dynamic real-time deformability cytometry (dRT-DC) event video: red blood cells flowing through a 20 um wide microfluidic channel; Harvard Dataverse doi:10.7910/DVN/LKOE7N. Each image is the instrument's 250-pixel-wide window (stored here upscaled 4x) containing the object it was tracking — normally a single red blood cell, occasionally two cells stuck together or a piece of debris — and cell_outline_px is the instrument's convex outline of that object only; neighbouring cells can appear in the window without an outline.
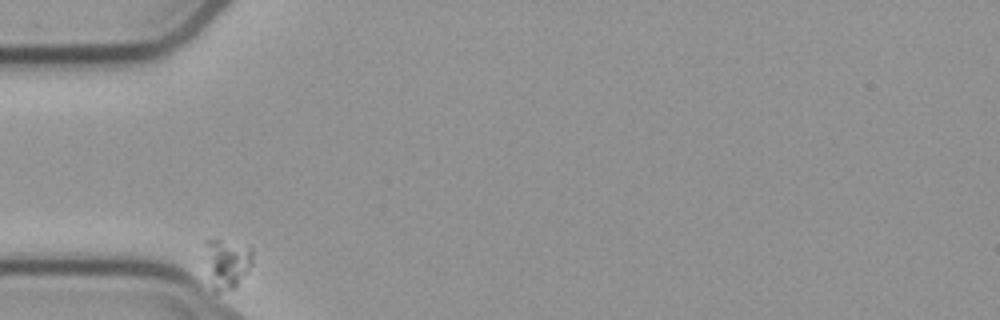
{"species": "common noctule bat (a hibernating species)", "species_latin": "Nyctalus noctula", "temperature_condition": "cold", "stored_images_in_passage": 10, "camera_frame_rate_fps": 3000, "um_per_image_px": 0.085, "animal": {"sex": "male", "body_mass_g": 23.1, "forearm_length_mm": 52.7}, "frame": {"image": 1, "passage_image": 1, "time_ms": 0.0, "image_size_px": [1000, 320], "cell_outline_px": [[252, 260], [248, 268], [236, 288], [220, 292], [212, 292], [204, 244], [204, 240], [216, 240], [252, 248]], "centroid_in_image_um": [19.25, 22.44], "position_along_channel_um": 65.7, "area_um2": 13.35}}
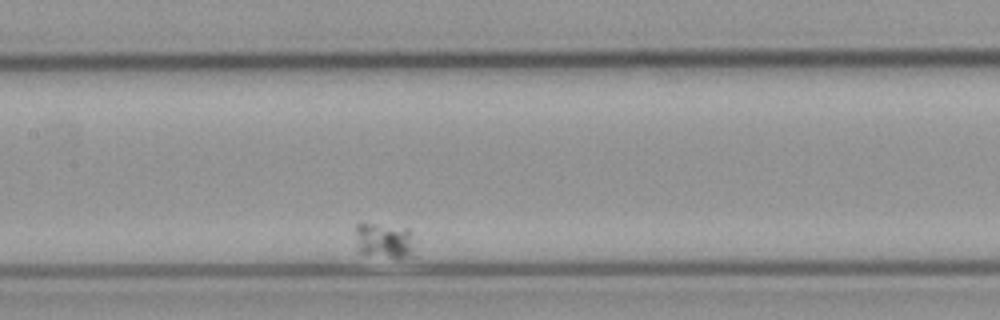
{"frame": {"image": 2, "passage_image": 5, "time_ms": 4.667, "image_size_px": [1000, 320], "cell_outline_px": [[416, 256], [388, 256], [360, 252], [356, 232], [356, 224], [360, 220], [408, 228]], "centroid_in_image_um": [32.65, 20.36], "position_along_channel_um": 174.7, "area_um2": 12.08}}
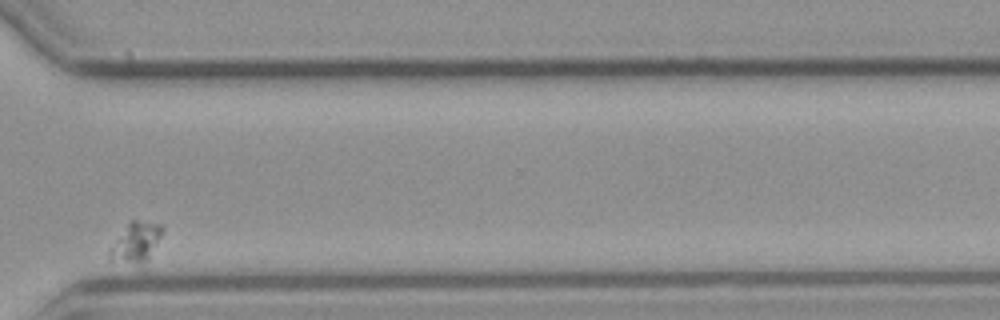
{"frame": {"image": 3, "passage_image": 10, "time_ms": 11.667, "image_size_px": [1000, 320], "cell_outline_px": [[164, 232], [148, 260], [140, 264], [136, 264], [108, 260], [108, 248], [128, 224], [132, 220], [136, 220], [160, 224], [164, 228]], "centroid_in_image_um": [11.55, 20.61], "position_along_channel_um": 359.1, "area_um2": 12.31}}